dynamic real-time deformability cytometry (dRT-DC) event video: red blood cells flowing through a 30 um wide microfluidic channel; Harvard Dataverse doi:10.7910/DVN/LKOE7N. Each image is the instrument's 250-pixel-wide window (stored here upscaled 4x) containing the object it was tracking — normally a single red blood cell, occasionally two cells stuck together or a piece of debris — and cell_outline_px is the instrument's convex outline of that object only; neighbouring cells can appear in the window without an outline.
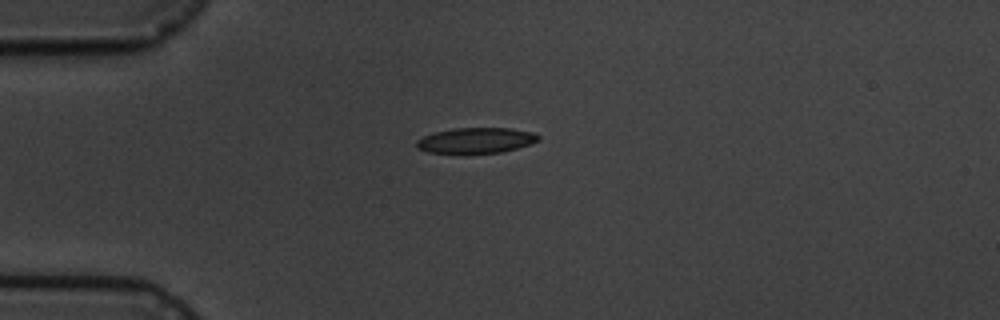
{"species": "common noctule bat (a hibernating species)", "species_latin": "Nyctalus noctula", "temperature_condition": "cold", "stored_images_in_passage": 5, "camera_frame_rate_fps": 3000, "um_per_image_px": 0.085, "animal": {"sex": "male", "body_mass_g": 19.5, "forearm_length_mm": 54.6}, "frame": {"image": 1, "passage_image": 1, "time_ms": 0.0, "image_size_px": [1000, 320], "cell_outline_px": [[540, 140], [516, 148], [500, 152], [464, 156], [428, 152], [416, 148], [416, 140], [424, 136], [436, 132], [452, 128], [512, 128], [532, 132], [540, 136]], "centroid_in_image_um": [40.4, 11.97], "position_along_channel_um": 44.6, "area_um2": 18.79}}
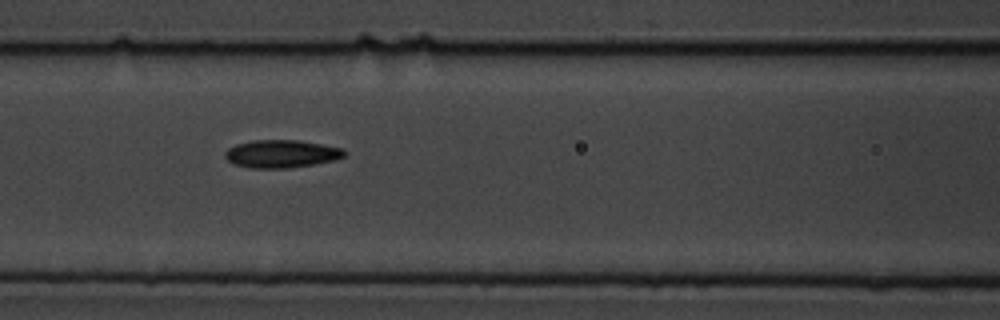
{"frame": {"image": 2, "passage_image": 4, "time_ms": 3.333, "image_size_px": [1000, 320], "cell_outline_px": [[348, 152], [344, 156], [336, 160], [288, 168], [252, 168], [232, 164], [224, 156], [224, 152], [228, 148], [236, 144], [252, 140], [296, 140], [344, 148]], "centroid_in_image_um": [23.91, 13.07], "position_along_channel_um": 142.7, "area_um2": 19.42}}
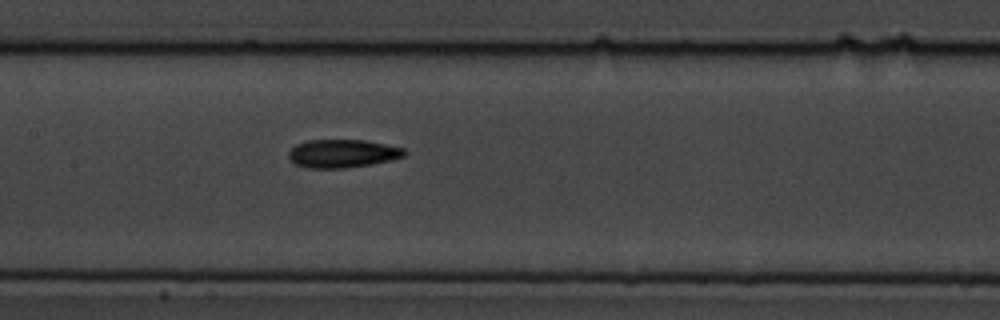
{"frame": {"image": 3, "passage_image": 5, "time_ms": 4.333, "image_size_px": [1000, 320], "cell_outline_px": [[404, 156], [372, 164], [344, 168], [304, 168], [296, 164], [288, 156], [288, 152], [296, 144], [308, 140], [364, 140], [404, 148]], "centroid_in_image_um": [29.06, 13.05], "position_along_channel_um": 178.3, "area_um2": 18.84}}